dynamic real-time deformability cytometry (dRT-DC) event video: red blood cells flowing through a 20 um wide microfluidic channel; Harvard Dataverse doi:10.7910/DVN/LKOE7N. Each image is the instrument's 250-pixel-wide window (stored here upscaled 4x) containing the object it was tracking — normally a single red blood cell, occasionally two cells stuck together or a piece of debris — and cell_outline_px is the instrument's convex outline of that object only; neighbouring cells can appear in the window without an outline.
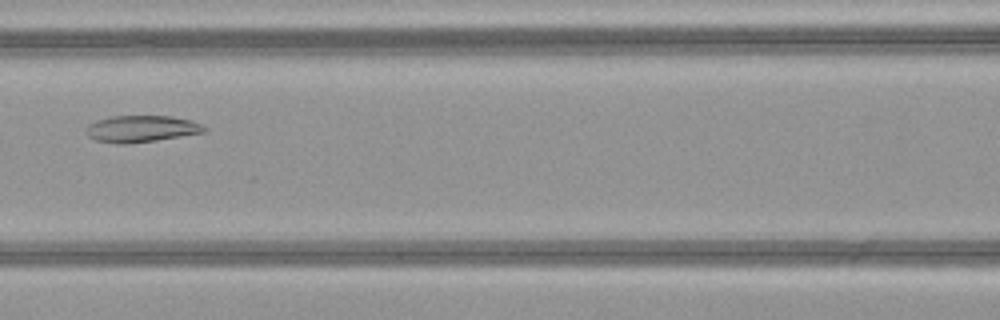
{"species": "common noctule bat (a hibernating species)", "species_latin": "Nyctalus noctula", "temperature_condition": "warm", "stored_images_in_passage": 36, "camera_frame_rate_fps": 3000, "um_per_image_px": 0.085, "animal": {"sex": "female", "body_mass_g": 21.9}, "frame": {"image": 1, "passage_image": 9, "time_ms": 2.667, "image_size_px": [1000, 320], "cell_outline_px": [[208, 128], [204, 132], [156, 140], [128, 144], [116, 144], [96, 140], [88, 136], [84, 132], [88, 124], [96, 120], [112, 116], [172, 116], [192, 120]], "centroid_in_image_um": [11.98, 10.95], "position_along_channel_um": 154.6, "area_um2": 18.44}}
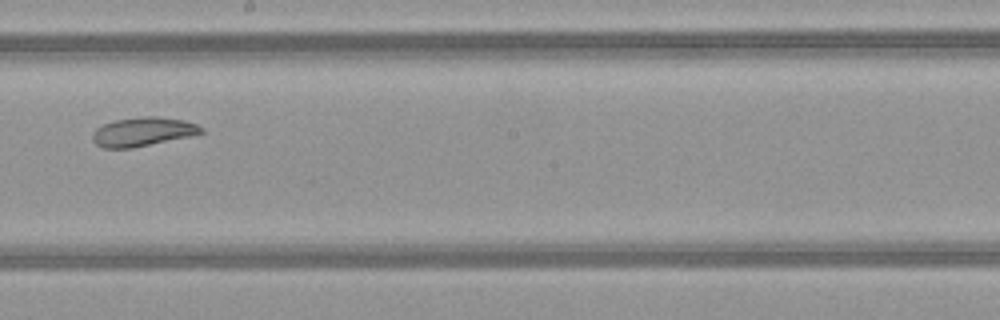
{"frame": {"image": 2, "passage_image": 15, "time_ms": 4.667, "image_size_px": [1000, 320], "cell_outline_px": [[204, 132], [192, 136], [132, 148], [104, 148], [96, 144], [92, 140], [92, 132], [96, 128], [104, 124], [116, 120], [144, 116], [156, 116], [184, 120], [196, 124], [204, 128]], "centroid_in_image_um": [12.15, 11.2], "position_along_channel_um": 236.0, "area_um2": 18.38}}
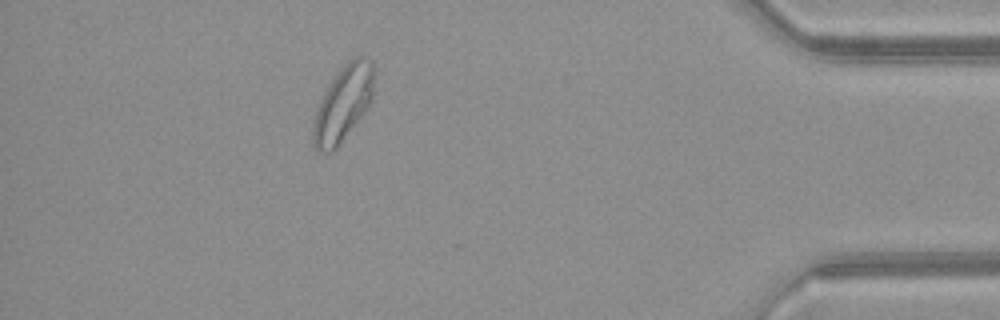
{"frame": {"image": 3, "passage_image": 31, "time_ms": 10.0, "image_size_px": [1000, 320], "cell_outline_px": [[372, 96], [368, 104], [360, 116], [336, 148], [332, 152], [320, 152], [312, 144], [312, 128], [316, 108], [328, 84], [340, 68], [348, 60], [356, 56], [368, 56], [372, 60]], "centroid_in_image_um": [29.11, 8.78], "position_along_channel_um": 406.1, "area_um2": 26.3}, "authors_computed_cell_mechanics": {"area_um2": 19.8254, "velocity_mm_per_s": 4.0801, "shape_relaxation_time_tau1_ms": null, "shape_relaxation_time_tau2_ms": 5.0999, "deformation_change_tau1": null, "deformation_change_tau2": 0.0733}}